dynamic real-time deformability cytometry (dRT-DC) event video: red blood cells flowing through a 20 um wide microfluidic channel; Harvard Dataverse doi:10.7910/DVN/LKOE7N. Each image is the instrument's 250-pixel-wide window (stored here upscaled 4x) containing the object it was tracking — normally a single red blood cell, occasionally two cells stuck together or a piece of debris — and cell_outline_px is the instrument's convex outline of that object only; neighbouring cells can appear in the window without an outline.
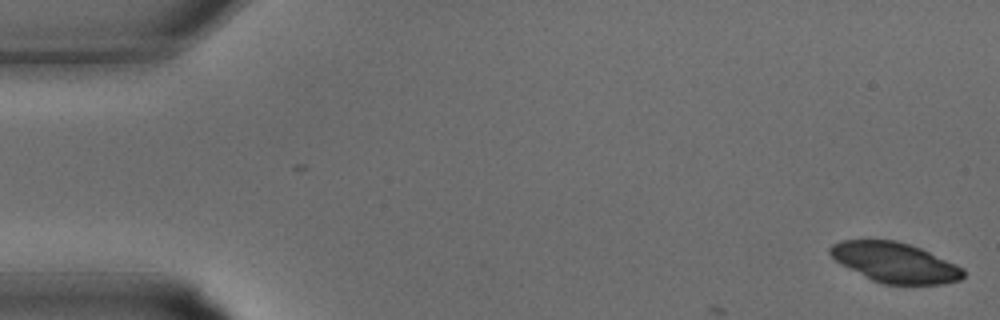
{"species": "common noctule bat (a hibernating species)", "species_latin": "Nyctalus noctula", "temperature_condition": "warm", "stored_images_in_passage": 3, "camera_frame_rate_fps": 3000, "um_per_image_px": 0.085, "animal": {"sex": "male", "body_mass_g": 15.6}, "frame": {"image": 1, "passage_image": 1, "time_ms": 0.0, "image_size_px": [1000, 320], "cell_outline_px": [[964, 276], [960, 280], [944, 284], [884, 284], [872, 280], [840, 264], [828, 252], [828, 248], [832, 244], [840, 240], [896, 240], [920, 248], [956, 264], [964, 268]], "centroid_in_image_um": [76.06, 22.31], "position_along_channel_um": 8.9, "area_um2": 30.98}}